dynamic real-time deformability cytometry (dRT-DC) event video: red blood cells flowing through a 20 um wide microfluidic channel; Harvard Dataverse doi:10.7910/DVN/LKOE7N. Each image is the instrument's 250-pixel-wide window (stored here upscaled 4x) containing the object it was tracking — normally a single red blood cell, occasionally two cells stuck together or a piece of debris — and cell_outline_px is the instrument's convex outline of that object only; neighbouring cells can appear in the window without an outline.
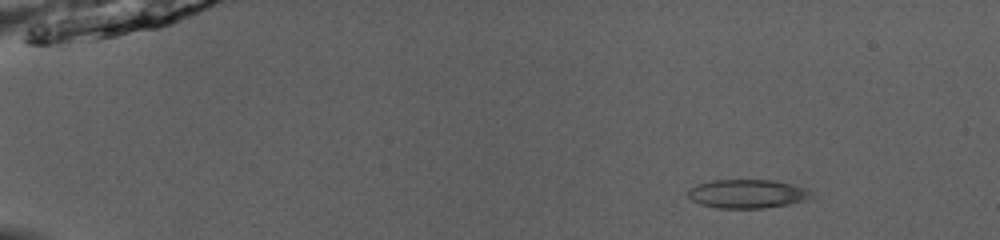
{"species": "common noctule bat (a hibernating species)", "species_latin": "Nyctalus noctula", "temperature_condition": "room temperature", "stored_images_in_passage": 45, "camera_frame_rate_fps": 3000, "um_per_image_px": 0.085, "animal": {"sex": "male", "body_mass_g": 13.0, "forearm_length_mm": 53.1}, "frame": {"image": 1, "passage_image": 1, "time_ms": 0.0, "image_size_px": [1000, 240], "cell_outline_px": [[812, 196], [808, 200], [788, 204], [764, 208], [716, 208], [700, 204], [692, 200], [688, 196], [688, 188], [696, 184], [712, 180], [772, 180], [792, 184], [808, 188], [812, 192]], "centroid_in_image_um": [63.53, 16.47], "position_along_channel_um": 21.5, "area_um2": 20.87}}
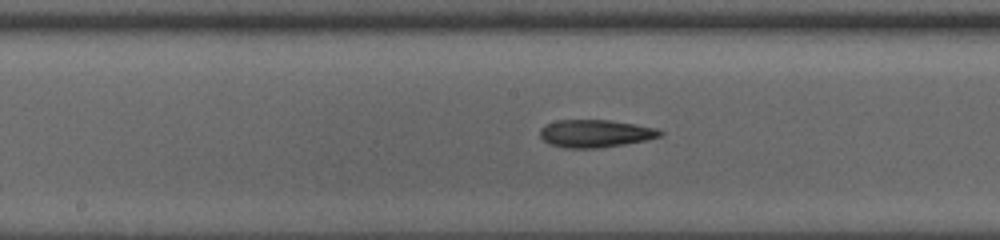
{"frame": {"image": 2, "passage_image": 22, "time_ms": 7.0, "image_size_px": [1000, 240], "cell_outline_px": [[664, 132], [660, 136], [648, 140], [624, 144], [596, 148], [564, 148], [552, 144], [544, 140], [540, 136], [540, 128], [544, 124], [556, 120], [608, 120], [636, 124], [656, 128]], "centroid_in_image_um": [50.6, 11.34], "position_along_channel_um": 197.6, "area_um2": 19.36}}
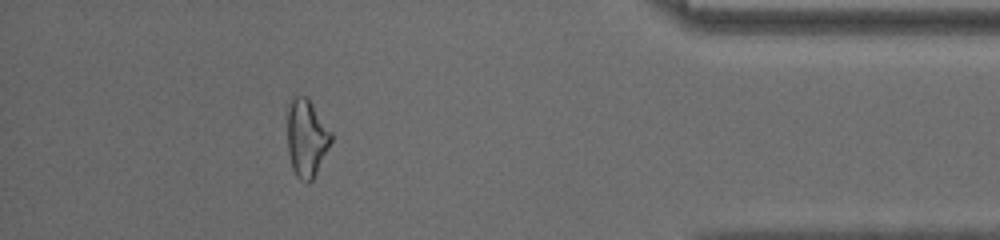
{"frame": {"image": 3, "passage_image": 40, "time_ms": 13.0, "image_size_px": [1000, 240], "cell_outline_px": [[332, 140], [312, 180], [308, 184], [300, 180], [296, 176], [292, 168], [288, 152], [288, 104], [292, 96], [304, 96], [312, 104], [332, 132]], "centroid_in_image_um": [26.04, 11.74], "position_along_channel_um": 409.2, "area_um2": 19.59}, "authors_computed_cell_mechanics": {"area_um2": 19.8832, "velocity_mm_per_s": 4.0778, "shape_relaxation_time_tau1_ms": null, "shape_relaxation_time_tau2_ms": 4.3296, "deformation_change_tau1": null, "deformation_change_tau2": 0.1582}}